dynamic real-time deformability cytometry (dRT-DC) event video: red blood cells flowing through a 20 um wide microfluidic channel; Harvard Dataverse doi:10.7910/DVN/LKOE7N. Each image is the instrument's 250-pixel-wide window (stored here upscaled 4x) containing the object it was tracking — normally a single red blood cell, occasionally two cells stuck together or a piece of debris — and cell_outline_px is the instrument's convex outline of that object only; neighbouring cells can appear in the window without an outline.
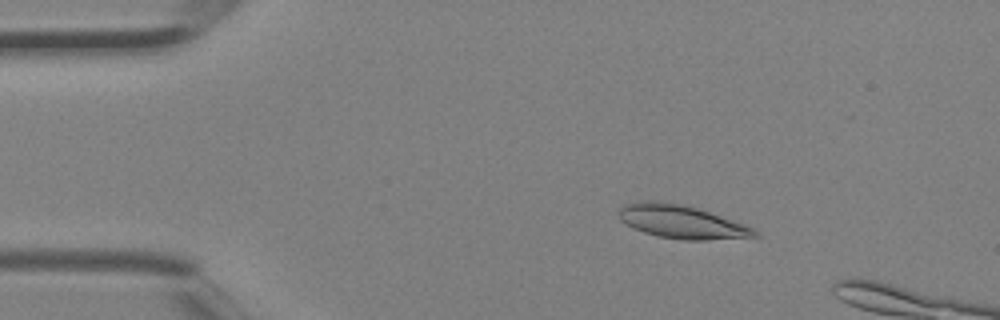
{"species": "Egyptian fruit bat (a non-hibernating species)", "species_latin": "Rousettus aegyptiacus", "temperature_condition": "room temperature", "stored_images_in_passage": 3, "camera_frame_rate_fps": 3000, "um_per_image_px": 0.085, "animal": {"sex": "female"}, "frame": {"image": 1, "passage_image": 2, "time_ms": 0.333, "image_size_px": [1000, 320], "cell_outline_px": [[760, 236], [704, 240], [680, 240], [656, 236], [632, 228], [620, 220], [616, 216], [616, 212], [624, 204], [636, 200], [660, 200], [680, 204], [696, 208], [756, 228]], "centroid_in_image_um": [57.85, 18.84], "position_along_channel_um": 27.2, "area_um2": 26.7}}